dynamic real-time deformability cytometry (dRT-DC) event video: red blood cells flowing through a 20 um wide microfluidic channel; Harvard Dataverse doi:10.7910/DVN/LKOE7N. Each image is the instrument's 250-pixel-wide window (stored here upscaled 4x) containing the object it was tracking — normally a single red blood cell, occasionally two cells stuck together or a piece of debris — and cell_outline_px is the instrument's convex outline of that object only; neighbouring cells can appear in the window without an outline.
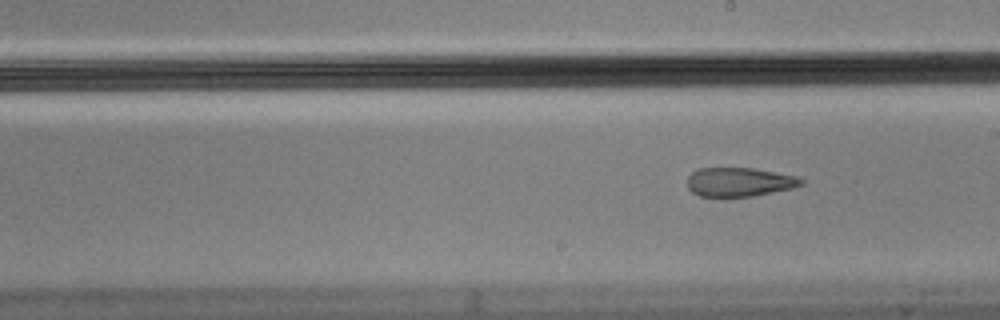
{"species": "Egyptian fruit bat (a non-hibernating species)", "species_latin": "Rousettus aegyptiacus", "temperature_condition": "cold", "stored_images_in_passage": 10, "segment_of_instrument_passage": [2, 2], "camera_frame_rate_fps": 3000, "um_per_image_px": 0.085, "animal": {"sex": "male"}, "frame": {"image": 1, "passage_image": 10, "time_ms": 3.0, "image_size_px": [1000, 320], "cell_outline_px": [[804, 184], [792, 188], [752, 196], [724, 200], [700, 196], [692, 192], [688, 188], [688, 176], [692, 172], [700, 168], [752, 168], [796, 176], [804, 180]], "centroid_in_image_um": [62.79, 15.51], "position_along_channel_um": 226.2, "area_um2": 19.77}}